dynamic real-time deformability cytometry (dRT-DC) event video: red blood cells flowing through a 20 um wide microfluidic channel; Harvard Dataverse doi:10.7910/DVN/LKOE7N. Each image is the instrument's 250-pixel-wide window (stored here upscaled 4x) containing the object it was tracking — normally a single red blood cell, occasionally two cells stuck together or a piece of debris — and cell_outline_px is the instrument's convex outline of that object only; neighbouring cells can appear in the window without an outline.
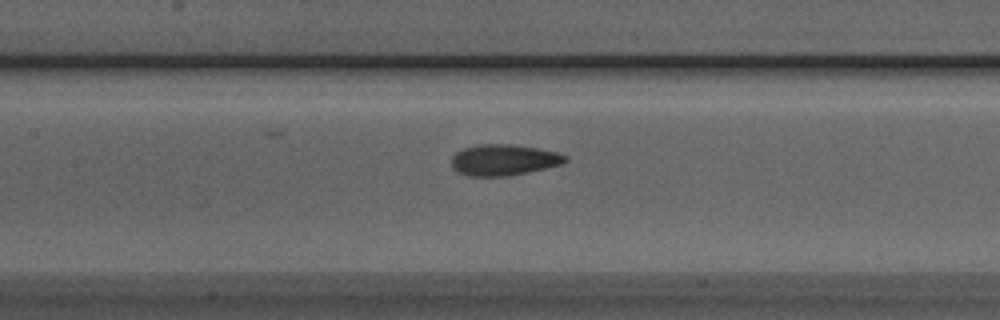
{"species": "Egyptian fruit bat (a non-hibernating species)", "species_latin": "Rousettus aegyptiacus", "temperature_condition": "room temperature", "stored_images_in_passage": 28, "camera_frame_rate_fps": 3000, "um_per_image_px": 0.085, "animal": {"sex": "male"}, "frame": {"image": 1, "passage_image": 10, "time_ms": 3.0, "image_size_px": [1000, 320], "cell_outline_px": [[568, 160], [564, 164], [528, 172], [508, 176], [468, 176], [456, 172], [452, 168], [452, 156], [456, 152], [464, 148], [480, 144], [512, 144], [536, 148], [556, 152], [568, 156]], "centroid_in_image_um": [42.82, 13.6], "position_along_channel_um": 164.6, "area_um2": 20.75}}
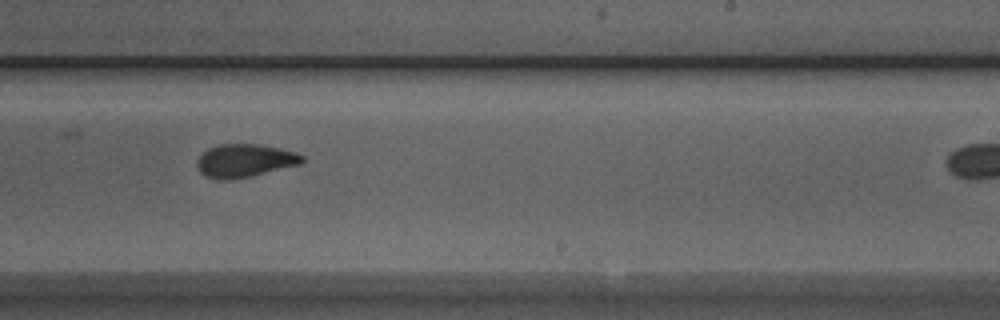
{"frame": {"image": 2, "passage_image": 18, "time_ms": 5.667, "image_size_px": [1000, 320], "cell_outline_px": [[304, 160], [300, 164], [248, 176], [224, 180], [220, 180], [204, 176], [200, 172], [196, 164], [196, 160], [208, 148], [220, 144], [260, 144], [280, 148], [296, 152], [304, 156]], "centroid_in_image_um": [20.78, 13.64], "position_along_channel_um": 268.2, "area_um2": 20.11}}
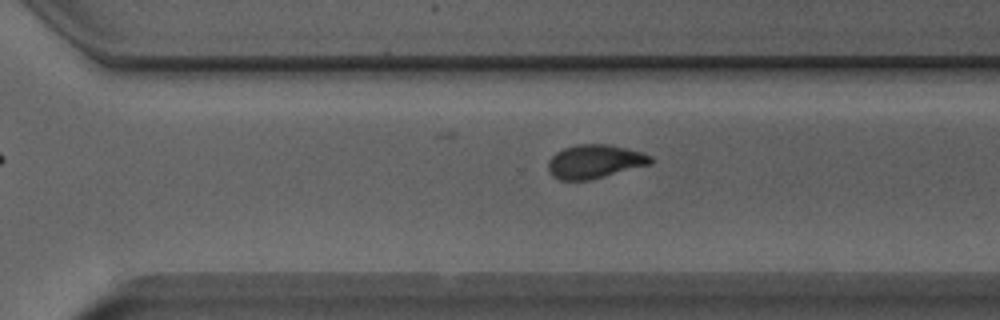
{"frame": {"image": 3, "passage_image": 22, "time_ms": 7.0, "image_size_px": [1000, 320], "cell_outline_px": [[652, 164], [588, 180], [560, 180], [552, 176], [548, 168], [548, 160], [556, 152], [564, 148], [580, 144], [608, 144], [640, 152], [652, 156]], "centroid_in_image_um": [50.53, 13.73], "position_along_channel_um": 320.1, "area_um2": 19.94}}